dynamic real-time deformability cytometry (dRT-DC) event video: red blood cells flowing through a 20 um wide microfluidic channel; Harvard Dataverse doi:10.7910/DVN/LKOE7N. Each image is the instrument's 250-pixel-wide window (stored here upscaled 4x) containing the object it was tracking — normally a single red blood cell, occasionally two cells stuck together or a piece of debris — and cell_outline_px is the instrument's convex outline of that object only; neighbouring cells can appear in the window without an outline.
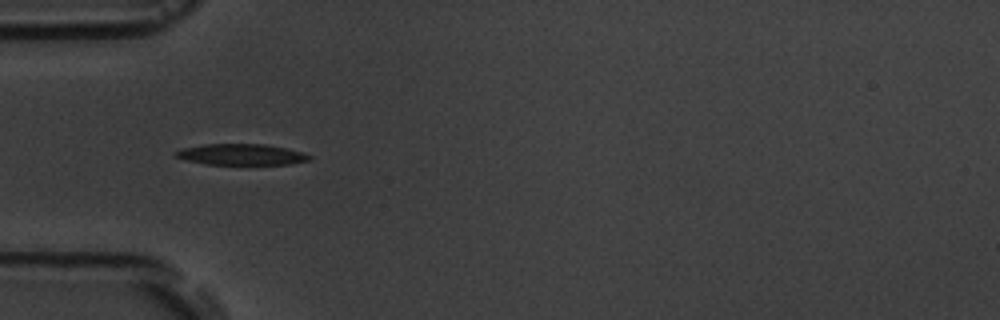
{"species": "common noctule bat (a hibernating species)", "species_latin": "Nyctalus noctula", "temperature_condition": "room temperature", "stored_images_in_passage": 6, "camera_frame_rate_fps": 3000, "um_per_image_px": 0.085, "animal": {"sex": "male", "body_mass_g": 19.5, "forearm_length_mm": 54.6}, "frame": {"image": 1, "passage_image": 4, "time_ms": 4.0, "image_size_px": [1000, 320], "cell_outline_px": [[312, 160], [292, 164], [208, 164], [188, 160], [176, 156], [172, 152], [184, 148], [204, 144], [264, 144], [304, 152], [312, 156]], "centroid_in_image_um": [20.57, 13.13], "position_along_channel_um": 64.4, "area_um2": 16.3}}
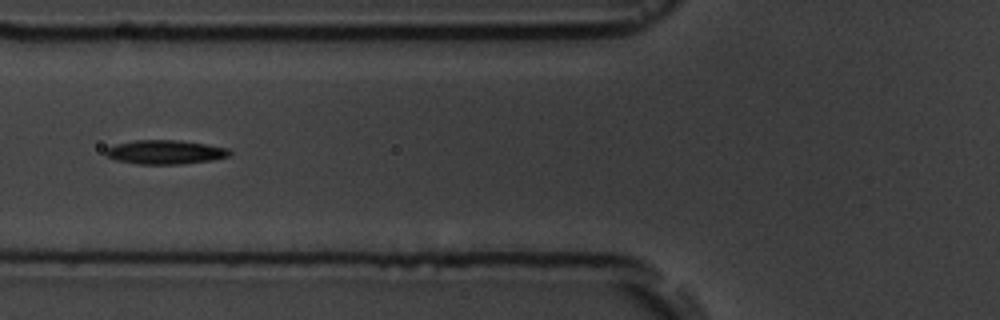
{"frame": {"image": 2, "passage_image": 5, "time_ms": 5.333, "image_size_px": [1000, 320], "cell_outline_px": [[232, 152], [228, 156], [212, 160], [180, 164], [140, 164], [116, 160], [104, 156], [104, 148], [116, 144], [136, 140], [180, 140], [208, 144], [228, 148]], "centroid_in_image_um": [14.01, 12.92], "position_along_channel_um": 111.8, "area_um2": 17.51}}
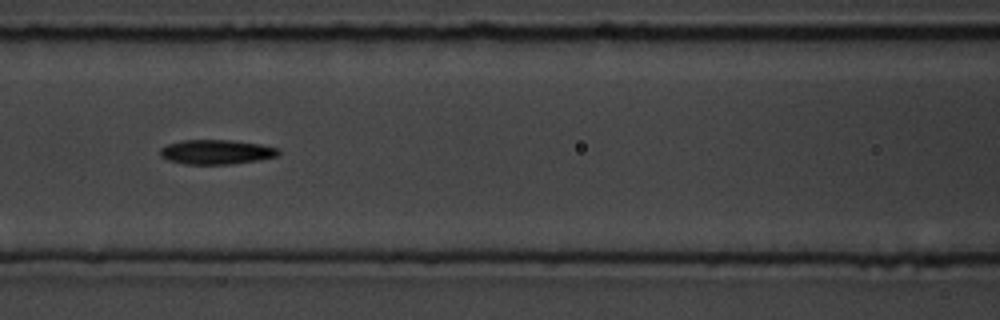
{"frame": {"image": 3, "passage_image": 6, "time_ms": 6.333, "image_size_px": [1000, 320], "cell_outline_px": [[280, 156], [232, 164], [184, 164], [168, 160], [160, 156], [160, 148], [168, 144], [184, 140], [232, 140], [260, 144], [280, 148]], "centroid_in_image_um": [18.41, 12.92], "position_along_channel_um": 148.2, "area_um2": 16.99}}